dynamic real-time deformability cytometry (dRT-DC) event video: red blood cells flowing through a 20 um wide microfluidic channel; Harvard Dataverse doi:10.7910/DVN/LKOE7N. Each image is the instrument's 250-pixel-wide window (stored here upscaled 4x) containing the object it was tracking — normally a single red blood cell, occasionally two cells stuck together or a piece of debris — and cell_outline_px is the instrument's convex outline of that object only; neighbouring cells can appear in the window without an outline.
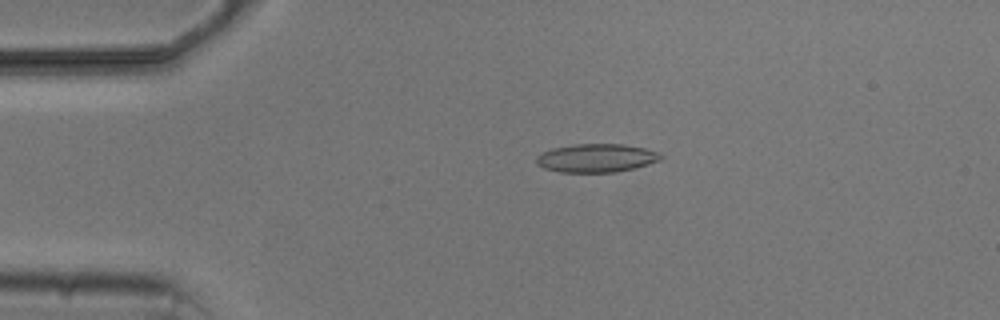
{"species": "common noctule bat (a hibernating species)", "species_latin": "Nyctalus noctula", "temperature_condition": "cold", "stored_images_in_passage": 4, "camera_frame_rate_fps": 3000, "um_per_image_px": 0.085, "animal": {"sex": "male", "body_mass_g": 20.5, "forearm_length_mm": 52.5}, "frame": {"image": 1, "passage_image": 3, "time_ms": 2.333, "image_size_px": [1000, 320], "cell_outline_px": [[664, 156], [660, 160], [636, 168], [616, 172], [560, 172], [544, 168], [536, 164], [536, 156], [552, 148], [576, 144], [624, 144], [644, 148], [660, 152]], "centroid_in_image_um": [50.72, 13.43], "position_along_channel_um": 34.3, "area_um2": 20.69}}